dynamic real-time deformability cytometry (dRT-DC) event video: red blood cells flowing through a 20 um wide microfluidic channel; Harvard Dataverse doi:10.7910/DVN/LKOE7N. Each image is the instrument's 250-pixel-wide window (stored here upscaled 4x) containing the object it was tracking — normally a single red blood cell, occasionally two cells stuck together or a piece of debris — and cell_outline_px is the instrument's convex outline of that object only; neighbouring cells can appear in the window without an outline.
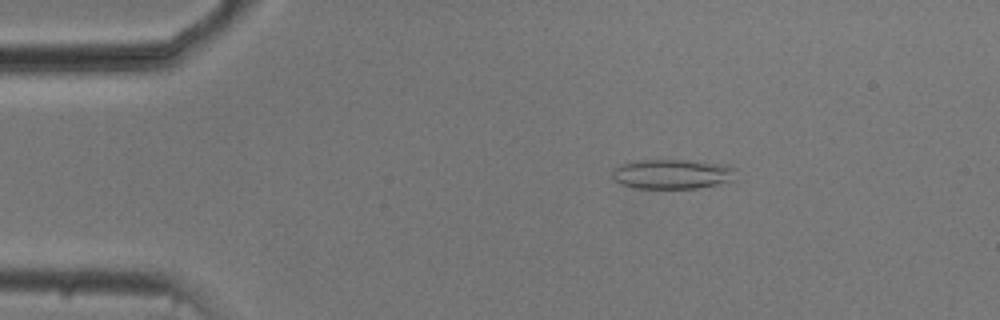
{"species": "common noctule bat (a hibernating species)", "species_latin": "Nyctalus noctula", "temperature_condition": "cold", "stored_images_in_passage": 33, "camera_frame_rate_fps": 3000, "um_per_image_px": 0.085, "animal": {"sex": "male", "body_mass_g": 20.5, "forearm_length_mm": 52.5}, "frame": {"image": 1, "passage_image": 1, "time_ms": 0.0, "image_size_px": [1000, 320], "cell_outline_px": [[736, 180], [696, 188], [636, 188], [620, 184], [612, 180], [612, 168], [620, 164], [636, 160], [684, 160], [728, 164], [736, 168]], "centroid_in_image_um": [57.14, 14.79], "position_along_channel_um": 27.9, "area_um2": 21.79}}
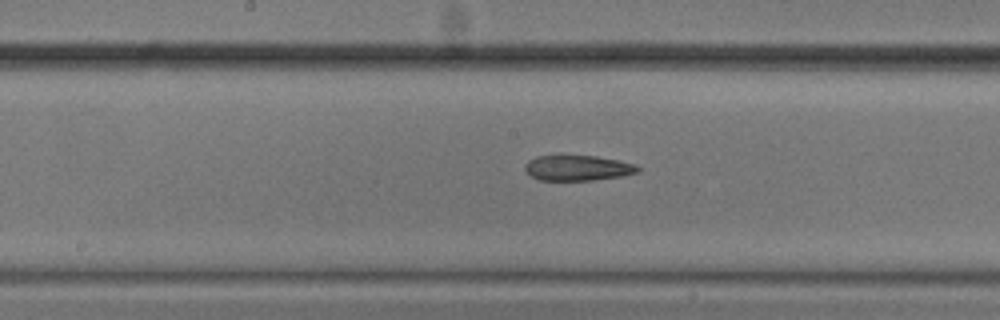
{"frame": {"image": 2, "passage_image": 19, "time_ms": 6.0, "image_size_px": [1000, 320], "cell_outline_px": [[640, 172], [620, 176], [592, 180], [540, 180], [532, 176], [524, 168], [524, 164], [528, 160], [536, 156], [560, 152], [596, 156], [636, 164], [640, 168]], "centroid_in_image_um": [49.05, 14.22], "position_along_channel_um": 199.2, "area_um2": 17.4}}
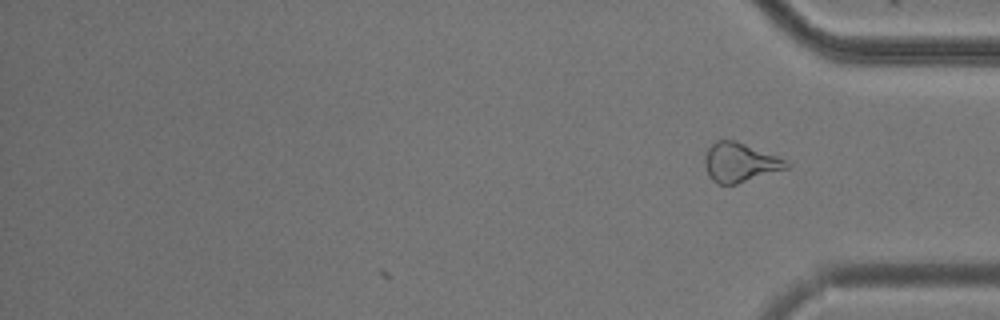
{"frame": {"image": 3, "passage_image": 33, "time_ms": 10.667, "image_size_px": [1000, 320], "cell_outline_px": [[792, 164], [788, 168], [736, 184], [716, 184], [708, 176], [704, 164], [704, 156], [708, 148], [716, 140], [736, 140], [776, 156]], "centroid_in_image_um": [62.85, 13.81], "position_along_channel_um": 372.3, "area_um2": 18.61}, "authors_computed_cell_mechanics": {"area_um2": 17.5134, "velocity_mm_per_s": 3.7717, "shape_relaxation_time_tau1_ms": null, "shape_relaxation_time_tau2_ms": 4.8444, "deformation_change_tau1": null, "deformation_change_tau2": 0.1583}}